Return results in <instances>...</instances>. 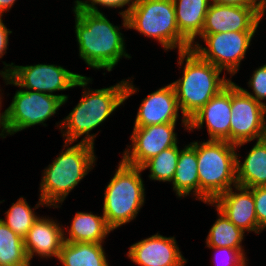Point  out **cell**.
<instances>
[{
	"instance_id": "52a82bcc",
	"label": "cell",
	"mask_w": 266,
	"mask_h": 266,
	"mask_svg": "<svg viewBox=\"0 0 266 266\" xmlns=\"http://www.w3.org/2000/svg\"><path fill=\"white\" fill-rule=\"evenodd\" d=\"M126 17L128 29L152 37L167 51L191 49L178 29L173 0H139Z\"/></svg>"
},
{
	"instance_id": "4fadbf2b",
	"label": "cell",
	"mask_w": 266,
	"mask_h": 266,
	"mask_svg": "<svg viewBox=\"0 0 266 266\" xmlns=\"http://www.w3.org/2000/svg\"><path fill=\"white\" fill-rule=\"evenodd\" d=\"M231 82L213 96L188 120L189 132L202 129L204 122L209 134L208 140L230 143Z\"/></svg>"
},
{
	"instance_id": "ffe728a7",
	"label": "cell",
	"mask_w": 266,
	"mask_h": 266,
	"mask_svg": "<svg viewBox=\"0 0 266 266\" xmlns=\"http://www.w3.org/2000/svg\"><path fill=\"white\" fill-rule=\"evenodd\" d=\"M236 154L237 185L254 188L266 186V137L257 140L243 163Z\"/></svg>"
},
{
	"instance_id": "3957f363",
	"label": "cell",
	"mask_w": 266,
	"mask_h": 266,
	"mask_svg": "<svg viewBox=\"0 0 266 266\" xmlns=\"http://www.w3.org/2000/svg\"><path fill=\"white\" fill-rule=\"evenodd\" d=\"M178 64L184 65L182 78L172 82L177 103L182 113V124L188 129V120L231 80L222 76V70L202 59L194 50L179 51ZM185 59V60H184ZM185 61V63H183Z\"/></svg>"
},
{
	"instance_id": "7402d4cb",
	"label": "cell",
	"mask_w": 266,
	"mask_h": 266,
	"mask_svg": "<svg viewBox=\"0 0 266 266\" xmlns=\"http://www.w3.org/2000/svg\"><path fill=\"white\" fill-rule=\"evenodd\" d=\"M171 183L179 198L193 193L192 195L196 196V200H199L198 161L196 149L191 144L185 145L180 150L176 171Z\"/></svg>"
},
{
	"instance_id": "7a4b0ae2",
	"label": "cell",
	"mask_w": 266,
	"mask_h": 266,
	"mask_svg": "<svg viewBox=\"0 0 266 266\" xmlns=\"http://www.w3.org/2000/svg\"><path fill=\"white\" fill-rule=\"evenodd\" d=\"M73 12L79 56L87 66L110 72L122 57L131 58L120 26L111 23L102 12L86 11L76 3Z\"/></svg>"
},
{
	"instance_id": "603a6c76",
	"label": "cell",
	"mask_w": 266,
	"mask_h": 266,
	"mask_svg": "<svg viewBox=\"0 0 266 266\" xmlns=\"http://www.w3.org/2000/svg\"><path fill=\"white\" fill-rule=\"evenodd\" d=\"M58 260L63 266H109L103 243L64 241Z\"/></svg>"
},
{
	"instance_id": "e575fe53",
	"label": "cell",
	"mask_w": 266,
	"mask_h": 266,
	"mask_svg": "<svg viewBox=\"0 0 266 266\" xmlns=\"http://www.w3.org/2000/svg\"><path fill=\"white\" fill-rule=\"evenodd\" d=\"M15 2L16 0H0V17H2L6 11L8 12Z\"/></svg>"
},
{
	"instance_id": "5b68a950",
	"label": "cell",
	"mask_w": 266,
	"mask_h": 266,
	"mask_svg": "<svg viewBox=\"0 0 266 266\" xmlns=\"http://www.w3.org/2000/svg\"><path fill=\"white\" fill-rule=\"evenodd\" d=\"M196 149L199 178V200L213 202L219 195L237 185L236 145L227 141L190 142Z\"/></svg>"
},
{
	"instance_id": "d4e9b609",
	"label": "cell",
	"mask_w": 266,
	"mask_h": 266,
	"mask_svg": "<svg viewBox=\"0 0 266 266\" xmlns=\"http://www.w3.org/2000/svg\"><path fill=\"white\" fill-rule=\"evenodd\" d=\"M24 239L0 220V266H30Z\"/></svg>"
},
{
	"instance_id": "8992f818",
	"label": "cell",
	"mask_w": 266,
	"mask_h": 266,
	"mask_svg": "<svg viewBox=\"0 0 266 266\" xmlns=\"http://www.w3.org/2000/svg\"><path fill=\"white\" fill-rule=\"evenodd\" d=\"M142 171L122 160L105 188L103 215L112 230L134 220L144 205Z\"/></svg>"
},
{
	"instance_id": "f546056e",
	"label": "cell",
	"mask_w": 266,
	"mask_h": 266,
	"mask_svg": "<svg viewBox=\"0 0 266 266\" xmlns=\"http://www.w3.org/2000/svg\"><path fill=\"white\" fill-rule=\"evenodd\" d=\"M210 249H214L216 251L215 257H214V262L216 263L217 266H220L221 263L223 265L221 266H246L247 263V257L246 253L244 252L245 250H236L233 248H228V247H208ZM223 255H222V254ZM219 256H224L225 258L224 261H219L218 257ZM218 260V261H217Z\"/></svg>"
},
{
	"instance_id": "ba28073f",
	"label": "cell",
	"mask_w": 266,
	"mask_h": 266,
	"mask_svg": "<svg viewBox=\"0 0 266 266\" xmlns=\"http://www.w3.org/2000/svg\"><path fill=\"white\" fill-rule=\"evenodd\" d=\"M3 64L5 65L4 71H0V75L5 80L6 85L13 84L22 89L55 95L63 101V104L68 100V96L53 93L74 88L75 83L82 76L53 64L44 63L29 66H18L14 63L7 64L5 62Z\"/></svg>"
},
{
	"instance_id": "8fae6325",
	"label": "cell",
	"mask_w": 266,
	"mask_h": 266,
	"mask_svg": "<svg viewBox=\"0 0 266 266\" xmlns=\"http://www.w3.org/2000/svg\"><path fill=\"white\" fill-rule=\"evenodd\" d=\"M62 105L63 101L55 95L20 88L7 108L9 134L38 124L47 126L44 122Z\"/></svg>"
},
{
	"instance_id": "83f0119b",
	"label": "cell",
	"mask_w": 266,
	"mask_h": 266,
	"mask_svg": "<svg viewBox=\"0 0 266 266\" xmlns=\"http://www.w3.org/2000/svg\"><path fill=\"white\" fill-rule=\"evenodd\" d=\"M138 1L139 0H76L74 3L86 11L93 12H100V10L97 8V5L104 6L106 8H122L125 7V5H128L126 10L119 12L123 18V27L128 29V21L126 16L130 9H132Z\"/></svg>"
},
{
	"instance_id": "836d02e7",
	"label": "cell",
	"mask_w": 266,
	"mask_h": 266,
	"mask_svg": "<svg viewBox=\"0 0 266 266\" xmlns=\"http://www.w3.org/2000/svg\"><path fill=\"white\" fill-rule=\"evenodd\" d=\"M1 91V89H0ZM1 94V93H0ZM2 95H0V108H1V102H2ZM1 111V110H0ZM2 127V128H1ZM0 128H1V133H0V137L6 138V136L9 134V127H8V113H7V109L0 113Z\"/></svg>"
},
{
	"instance_id": "30bf717a",
	"label": "cell",
	"mask_w": 266,
	"mask_h": 266,
	"mask_svg": "<svg viewBox=\"0 0 266 266\" xmlns=\"http://www.w3.org/2000/svg\"><path fill=\"white\" fill-rule=\"evenodd\" d=\"M266 106L231 81L230 143L241 147L266 137Z\"/></svg>"
},
{
	"instance_id": "6da1fadb",
	"label": "cell",
	"mask_w": 266,
	"mask_h": 266,
	"mask_svg": "<svg viewBox=\"0 0 266 266\" xmlns=\"http://www.w3.org/2000/svg\"><path fill=\"white\" fill-rule=\"evenodd\" d=\"M92 82L90 77L81 76L74 87H82L83 95L79 103L73 108L63 121L59 122V129L65 137L64 142L73 143L85 134L80 142L94 146L96 134L90 131L102 124L123 102L136 93L133 81L129 78L114 86L90 90L87 85ZM86 87L88 90H86ZM61 126V127H60ZM66 129V130H64Z\"/></svg>"
},
{
	"instance_id": "d590c367",
	"label": "cell",
	"mask_w": 266,
	"mask_h": 266,
	"mask_svg": "<svg viewBox=\"0 0 266 266\" xmlns=\"http://www.w3.org/2000/svg\"><path fill=\"white\" fill-rule=\"evenodd\" d=\"M259 4L261 7L262 17H263L265 15V11H266V0H259Z\"/></svg>"
},
{
	"instance_id": "ac0fdd59",
	"label": "cell",
	"mask_w": 266,
	"mask_h": 266,
	"mask_svg": "<svg viewBox=\"0 0 266 266\" xmlns=\"http://www.w3.org/2000/svg\"><path fill=\"white\" fill-rule=\"evenodd\" d=\"M64 229L52 219L39 217L24 238V248L30 262L34 255L59 259Z\"/></svg>"
},
{
	"instance_id": "484cf974",
	"label": "cell",
	"mask_w": 266,
	"mask_h": 266,
	"mask_svg": "<svg viewBox=\"0 0 266 266\" xmlns=\"http://www.w3.org/2000/svg\"><path fill=\"white\" fill-rule=\"evenodd\" d=\"M40 205L45 207L46 203L39 199L37 205L32 209L28 205L26 199L20 197L16 203H12V206L5 212L6 219L0 218V220L15 234L24 239L34 222L39 218V216L35 215L34 210L40 207Z\"/></svg>"
},
{
	"instance_id": "2e32d148",
	"label": "cell",
	"mask_w": 266,
	"mask_h": 266,
	"mask_svg": "<svg viewBox=\"0 0 266 266\" xmlns=\"http://www.w3.org/2000/svg\"><path fill=\"white\" fill-rule=\"evenodd\" d=\"M233 188H235V192ZM233 188L231 187L213 202L207 204L216 206L235 226L244 232L252 231L258 234L253 188L240 185H235Z\"/></svg>"
},
{
	"instance_id": "9c48e42d",
	"label": "cell",
	"mask_w": 266,
	"mask_h": 266,
	"mask_svg": "<svg viewBox=\"0 0 266 266\" xmlns=\"http://www.w3.org/2000/svg\"><path fill=\"white\" fill-rule=\"evenodd\" d=\"M257 31H230L215 34H201L207 45L203 47L196 41L191 45L202 59L212 63L220 70H226L232 77L239 71L240 63L245 58Z\"/></svg>"
},
{
	"instance_id": "5bb4252c",
	"label": "cell",
	"mask_w": 266,
	"mask_h": 266,
	"mask_svg": "<svg viewBox=\"0 0 266 266\" xmlns=\"http://www.w3.org/2000/svg\"><path fill=\"white\" fill-rule=\"evenodd\" d=\"M127 257L139 266H184L187 262L175 237L159 233L131 245Z\"/></svg>"
},
{
	"instance_id": "44dd1931",
	"label": "cell",
	"mask_w": 266,
	"mask_h": 266,
	"mask_svg": "<svg viewBox=\"0 0 266 266\" xmlns=\"http://www.w3.org/2000/svg\"><path fill=\"white\" fill-rule=\"evenodd\" d=\"M68 235L63 232L65 242L103 243L105 237L113 231L107 224L104 215L97 216L92 212H77L71 222Z\"/></svg>"
},
{
	"instance_id": "277c9868",
	"label": "cell",
	"mask_w": 266,
	"mask_h": 266,
	"mask_svg": "<svg viewBox=\"0 0 266 266\" xmlns=\"http://www.w3.org/2000/svg\"><path fill=\"white\" fill-rule=\"evenodd\" d=\"M64 149L44 169L40 183V199L46 207L59 208L66 196L92 170L96 162L94 146L88 143L64 142ZM68 147V148H67Z\"/></svg>"
},
{
	"instance_id": "4316f807",
	"label": "cell",
	"mask_w": 266,
	"mask_h": 266,
	"mask_svg": "<svg viewBox=\"0 0 266 266\" xmlns=\"http://www.w3.org/2000/svg\"><path fill=\"white\" fill-rule=\"evenodd\" d=\"M179 153L180 150L178 145L167 148L160 154L146 161L141 166V169L144 171L149 168L150 180L172 182L178 163Z\"/></svg>"
},
{
	"instance_id": "9a60e30c",
	"label": "cell",
	"mask_w": 266,
	"mask_h": 266,
	"mask_svg": "<svg viewBox=\"0 0 266 266\" xmlns=\"http://www.w3.org/2000/svg\"><path fill=\"white\" fill-rule=\"evenodd\" d=\"M262 18L254 8L210 3L201 34L256 31Z\"/></svg>"
},
{
	"instance_id": "1f68e13d",
	"label": "cell",
	"mask_w": 266,
	"mask_h": 266,
	"mask_svg": "<svg viewBox=\"0 0 266 266\" xmlns=\"http://www.w3.org/2000/svg\"><path fill=\"white\" fill-rule=\"evenodd\" d=\"M210 3L254 8L262 16L259 0H210Z\"/></svg>"
},
{
	"instance_id": "d6986e66",
	"label": "cell",
	"mask_w": 266,
	"mask_h": 266,
	"mask_svg": "<svg viewBox=\"0 0 266 266\" xmlns=\"http://www.w3.org/2000/svg\"><path fill=\"white\" fill-rule=\"evenodd\" d=\"M181 36L192 45L201 36L210 0H173Z\"/></svg>"
},
{
	"instance_id": "4dcf8cb0",
	"label": "cell",
	"mask_w": 266,
	"mask_h": 266,
	"mask_svg": "<svg viewBox=\"0 0 266 266\" xmlns=\"http://www.w3.org/2000/svg\"><path fill=\"white\" fill-rule=\"evenodd\" d=\"M253 197L259 235V233L266 228V186L254 187Z\"/></svg>"
},
{
	"instance_id": "cb8c5ba5",
	"label": "cell",
	"mask_w": 266,
	"mask_h": 266,
	"mask_svg": "<svg viewBox=\"0 0 266 266\" xmlns=\"http://www.w3.org/2000/svg\"><path fill=\"white\" fill-rule=\"evenodd\" d=\"M218 218L209 230L206 238L207 247H228L244 250L242 241L244 231L235 226L216 206Z\"/></svg>"
},
{
	"instance_id": "f1b7e54d",
	"label": "cell",
	"mask_w": 266,
	"mask_h": 266,
	"mask_svg": "<svg viewBox=\"0 0 266 266\" xmlns=\"http://www.w3.org/2000/svg\"><path fill=\"white\" fill-rule=\"evenodd\" d=\"M247 84L249 85L248 87L252 88L253 93H250L247 89H243L240 86L238 87L245 94L253 97L257 102L266 106V103L262 102L266 99V64L254 70V73Z\"/></svg>"
},
{
	"instance_id": "d6a6232c",
	"label": "cell",
	"mask_w": 266,
	"mask_h": 266,
	"mask_svg": "<svg viewBox=\"0 0 266 266\" xmlns=\"http://www.w3.org/2000/svg\"><path fill=\"white\" fill-rule=\"evenodd\" d=\"M12 31L7 29V27L4 25L2 17H0V59L2 56L6 53V50L8 49V41H9V34H11Z\"/></svg>"
},
{
	"instance_id": "e0dca14e",
	"label": "cell",
	"mask_w": 266,
	"mask_h": 266,
	"mask_svg": "<svg viewBox=\"0 0 266 266\" xmlns=\"http://www.w3.org/2000/svg\"><path fill=\"white\" fill-rule=\"evenodd\" d=\"M142 100L134 127L177 122L180 109L171 83L150 93Z\"/></svg>"
},
{
	"instance_id": "7c38bea8",
	"label": "cell",
	"mask_w": 266,
	"mask_h": 266,
	"mask_svg": "<svg viewBox=\"0 0 266 266\" xmlns=\"http://www.w3.org/2000/svg\"><path fill=\"white\" fill-rule=\"evenodd\" d=\"M175 126L176 122L134 127L130 138L132 145L127 146L129 149L123 152L122 160L128 165L141 167L163 150L177 145Z\"/></svg>"
}]
</instances>
